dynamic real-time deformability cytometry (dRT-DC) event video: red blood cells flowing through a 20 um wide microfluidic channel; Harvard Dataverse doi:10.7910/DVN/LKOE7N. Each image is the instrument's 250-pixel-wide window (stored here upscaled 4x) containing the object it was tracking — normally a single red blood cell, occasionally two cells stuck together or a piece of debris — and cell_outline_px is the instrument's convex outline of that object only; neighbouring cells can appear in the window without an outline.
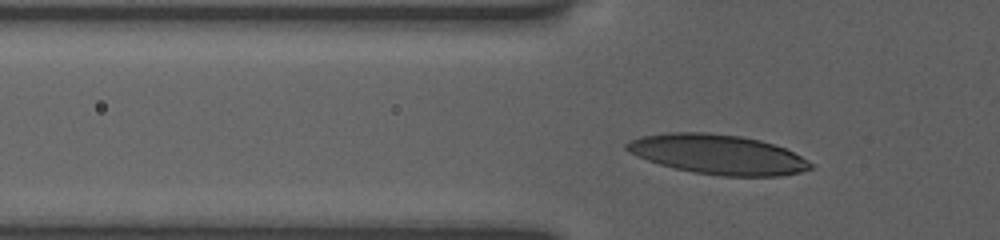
{"species": "human", "species_latin": "Homo sapiens", "temperature_condition": "room temperature", "stored_images_in_passage": 40, "camera_frame_rate_fps": 3000, "um_per_image_px": 0.085, "donor": {"sex": "female"}, "frame": {"image": 1, "passage_image": 11, "time_ms": 3.333, "image_size_px": [1000, 240], "cell_outline_px": [[812, 168], [800, 172], [780, 176], [720, 176], [692, 172], [660, 164], [648, 160], [624, 148], [624, 144], [640, 136], [668, 132], [708, 132], [740, 136], [760, 140], [784, 148], [808, 160], [812, 164]], "centroid_in_image_um": [61.02, 13.12], "position_along_channel_um": 64.8, "area_um2": 42.25}}
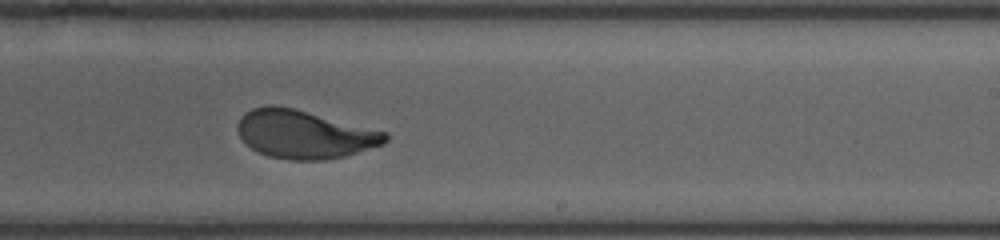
{"frame": {"image": 2, "passage_image": 27, "time_ms": 8.667, "image_size_px": [1000, 240], "cell_outline_px": [[388, 140], [384, 144], [344, 156], [324, 160], [288, 160], [268, 156], [252, 148], [240, 136], [236, 128], [236, 124], [240, 116], [244, 112], [252, 108], [268, 104], [272, 104], [292, 108], [388, 132]], "centroid_in_image_um": [25.84, 11.41], "position_along_channel_um": 263.2, "area_um2": 41.5}}
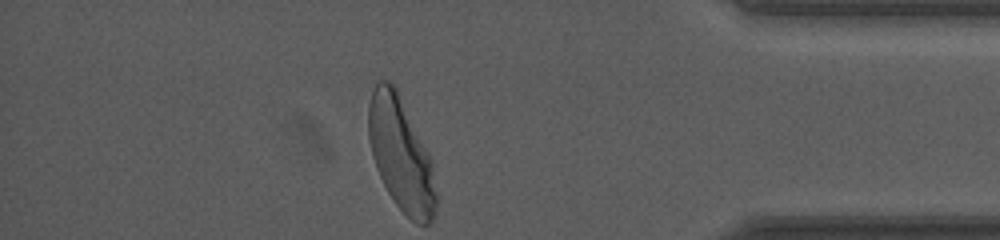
{"frame": {"image": 3, "passage_image": 40, "time_ms": 13.0, "image_size_px": [1000, 240], "cell_outline_px": [[436, 208], [432, 220], [428, 224], [416, 224], [392, 200], [376, 168], [372, 156], [368, 136], [368, 104], [376, 80], [388, 80], [396, 88], [428, 152], [436, 192]], "centroid_in_image_um": [34.04, 13.11], "position_along_channel_um": 401.2, "area_um2": 44.16}, "authors_computed_cell_mechanics": {"area_um2": 41.7894, "velocity_mm_per_s": 3.8105, "shape_relaxation_time_tau1_ms": 3.0436, "shape_relaxation_time_tau2_ms": null, "deformation_change_tau1": 0.1848, "deformation_change_tau2": null}}